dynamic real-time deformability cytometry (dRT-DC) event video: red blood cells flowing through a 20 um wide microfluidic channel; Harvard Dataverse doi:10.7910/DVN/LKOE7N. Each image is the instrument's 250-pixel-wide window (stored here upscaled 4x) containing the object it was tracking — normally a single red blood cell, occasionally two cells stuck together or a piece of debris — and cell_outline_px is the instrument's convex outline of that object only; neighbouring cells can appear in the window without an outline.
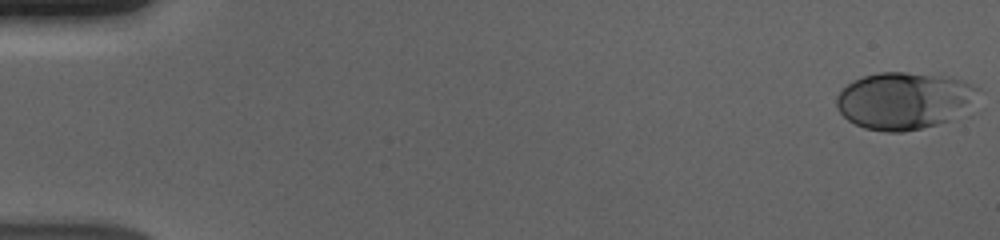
{"species": "human", "species_latin": "Homo sapiens", "temperature_condition": "cold", "stored_images_in_passage": 56, "camera_frame_rate_fps": 3000, "um_per_image_px": 0.085, "donor": {"sex": "male"}, "frame": {"image": 1, "passage_image": 1, "time_ms": 0.0, "image_size_px": [1000, 240], "cell_outline_px": [[980, 88], [972, 116], [904, 132], [888, 132], [864, 128], [848, 120], [840, 112], [836, 104], [836, 96], [848, 84], [864, 76], [880, 72], [904, 72], [952, 76], [964, 80]], "centroid_in_image_um": [77.03, 8.57], "position_along_channel_um": 8.0, "area_um2": 48.55}}
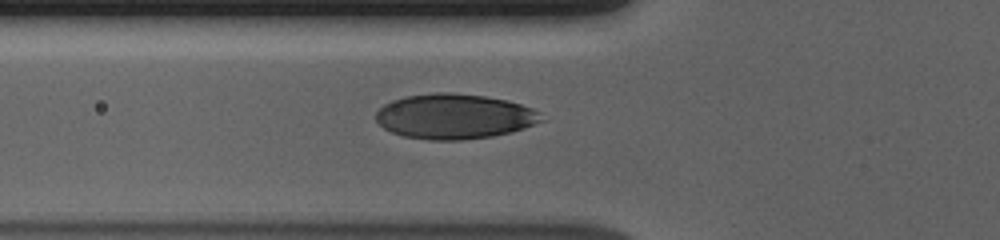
{"frame": {"image": 2, "passage_image": 21, "time_ms": 6.667, "image_size_px": [1000, 240], "cell_outline_px": [[548, 120], [512, 132], [492, 136], [460, 140], [432, 140], [404, 136], [392, 132], [384, 128], [376, 120], [376, 112], [384, 104], [392, 100], [404, 96], [436, 92], [452, 92], [484, 96], [508, 100], [532, 108], [540, 112]], "centroid_in_image_um": [38.67, 9.89], "position_along_channel_um": 87.1, "area_um2": 43.75}}
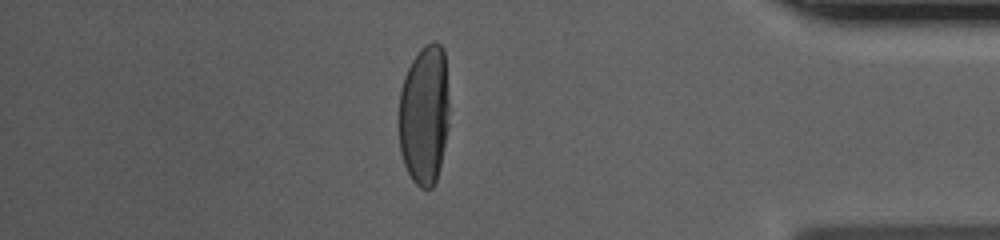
{"frame": {"image": 3, "passage_image": 49, "time_ms": 16.0, "image_size_px": [1000, 240], "cell_outline_px": [[448, 128], [440, 164], [436, 180], [432, 188], [420, 188], [412, 180], [404, 164], [400, 152], [400, 92], [404, 76], [412, 60], [420, 48], [424, 44], [432, 40], [436, 40], [444, 48], [448, 100]], "centroid_in_image_um": [36.07, 9.72], "position_along_channel_um": 399.1, "area_um2": 41.1}, "authors_computed_cell_mechanics": {"area_um2": 43.6101, "velocity_mm_per_s": 3.6527, "shape_relaxation_time_tau1_ms": 3.9799, "shape_relaxation_time_tau2_ms": null, "deformation_change_tau1": 0.1778, "deformation_change_tau2": null}}